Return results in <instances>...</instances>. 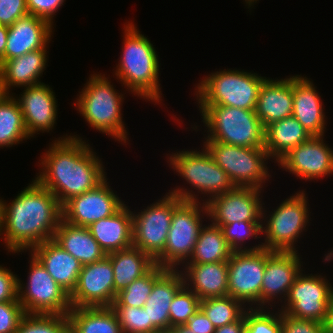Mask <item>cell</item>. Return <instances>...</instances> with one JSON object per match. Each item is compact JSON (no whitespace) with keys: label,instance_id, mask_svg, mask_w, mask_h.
I'll return each mask as SVG.
<instances>
[{"label":"cell","instance_id":"1","mask_svg":"<svg viewBox=\"0 0 333 333\" xmlns=\"http://www.w3.org/2000/svg\"><path fill=\"white\" fill-rule=\"evenodd\" d=\"M61 138V139H60ZM41 156L35 179L63 205L70 198L96 188L106 179L103 163L79 135L57 138Z\"/></svg>","mask_w":333,"mask_h":333},{"label":"cell","instance_id":"2","mask_svg":"<svg viewBox=\"0 0 333 333\" xmlns=\"http://www.w3.org/2000/svg\"><path fill=\"white\" fill-rule=\"evenodd\" d=\"M61 219L62 205L56 196L33 179L11 203L4 200L0 236L8 252L31 251L53 239Z\"/></svg>","mask_w":333,"mask_h":333},{"label":"cell","instance_id":"3","mask_svg":"<svg viewBox=\"0 0 333 333\" xmlns=\"http://www.w3.org/2000/svg\"><path fill=\"white\" fill-rule=\"evenodd\" d=\"M124 25L122 53L114 75L132 94L155 102L162 101L159 84V58L151 43L133 22Z\"/></svg>","mask_w":333,"mask_h":333},{"label":"cell","instance_id":"4","mask_svg":"<svg viewBox=\"0 0 333 333\" xmlns=\"http://www.w3.org/2000/svg\"><path fill=\"white\" fill-rule=\"evenodd\" d=\"M168 193L183 201L173 211L164 252L155 264L167 269H179L178 265H184L191 257L199 232L204 226L201 217L203 214L208 216V213L206 204L198 201L199 197L193 190L177 186Z\"/></svg>","mask_w":333,"mask_h":333},{"label":"cell","instance_id":"5","mask_svg":"<svg viewBox=\"0 0 333 333\" xmlns=\"http://www.w3.org/2000/svg\"><path fill=\"white\" fill-rule=\"evenodd\" d=\"M86 85L79 92L74 105L90 127L127 143L128 134L125 128L121 106L123 94L118 93L105 74H91Z\"/></svg>","mask_w":333,"mask_h":333},{"label":"cell","instance_id":"6","mask_svg":"<svg viewBox=\"0 0 333 333\" xmlns=\"http://www.w3.org/2000/svg\"><path fill=\"white\" fill-rule=\"evenodd\" d=\"M207 138L239 147L264 148V127L255 110L221 105H198Z\"/></svg>","mask_w":333,"mask_h":333},{"label":"cell","instance_id":"7","mask_svg":"<svg viewBox=\"0 0 333 333\" xmlns=\"http://www.w3.org/2000/svg\"><path fill=\"white\" fill-rule=\"evenodd\" d=\"M265 79L257 73L244 70L216 71L205 76L196 86L197 104L255 110L258 93Z\"/></svg>","mask_w":333,"mask_h":333},{"label":"cell","instance_id":"8","mask_svg":"<svg viewBox=\"0 0 333 333\" xmlns=\"http://www.w3.org/2000/svg\"><path fill=\"white\" fill-rule=\"evenodd\" d=\"M304 190L296 192L286 198L271 215L265 213V206L262 210L261 229L264 234V249L270 251L297 252L295 247L298 238L303 231L307 230L309 224V203ZM266 217V218H265ZM264 220V223H263ZM267 220V221H266ZM266 222V223H265ZM265 225V226H264Z\"/></svg>","mask_w":333,"mask_h":333},{"label":"cell","instance_id":"9","mask_svg":"<svg viewBox=\"0 0 333 333\" xmlns=\"http://www.w3.org/2000/svg\"><path fill=\"white\" fill-rule=\"evenodd\" d=\"M203 146L214 162L226 172L236 187L262 190L271 177L268 171L270 157L264 148L239 147L204 140Z\"/></svg>","mask_w":333,"mask_h":333},{"label":"cell","instance_id":"10","mask_svg":"<svg viewBox=\"0 0 333 333\" xmlns=\"http://www.w3.org/2000/svg\"><path fill=\"white\" fill-rule=\"evenodd\" d=\"M29 256L28 281L23 284L18 278V300L24 312L67 315L72 308L70 295L54 281L32 253Z\"/></svg>","mask_w":333,"mask_h":333},{"label":"cell","instance_id":"11","mask_svg":"<svg viewBox=\"0 0 333 333\" xmlns=\"http://www.w3.org/2000/svg\"><path fill=\"white\" fill-rule=\"evenodd\" d=\"M201 150L184 149L175 152L168 156L169 165H172L173 170L193 189L207 195L209 199L234 190L236 186L226 172L214 162L204 146Z\"/></svg>","mask_w":333,"mask_h":333},{"label":"cell","instance_id":"12","mask_svg":"<svg viewBox=\"0 0 333 333\" xmlns=\"http://www.w3.org/2000/svg\"><path fill=\"white\" fill-rule=\"evenodd\" d=\"M183 201L167 193L141 212H133V246L156 261L164 252L174 209Z\"/></svg>","mask_w":333,"mask_h":333},{"label":"cell","instance_id":"13","mask_svg":"<svg viewBox=\"0 0 333 333\" xmlns=\"http://www.w3.org/2000/svg\"><path fill=\"white\" fill-rule=\"evenodd\" d=\"M303 271L295 278L280 311L294 318L324 323L333 297V287L325 276L312 273L304 275Z\"/></svg>","mask_w":333,"mask_h":333},{"label":"cell","instance_id":"14","mask_svg":"<svg viewBox=\"0 0 333 333\" xmlns=\"http://www.w3.org/2000/svg\"><path fill=\"white\" fill-rule=\"evenodd\" d=\"M227 263L228 296L241 301L244 306L250 304L247 306L248 308H261V286L266 265V249L233 251Z\"/></svg>","mask_w":333,"mask_h":333},{"label":"cell","instance_id":"15","mask_svg":"<svg viewBox=\"0 0 333 333\" xmlns=\"http://www.w3.org/2000/svg\"><path fill=\"white\" fill-rule=\"evenodd\" d=\"M107 180L66 201L62 205V219L76 226L88 227L93 222L115 214L125 202L114 193Z\"/></svg>","mask_w":333,"mask_h":333},{"label":"cell","instance_id":"16","mask_svg":"<svg viewBox=\"0 0 333 333\" xmlns=\"http://www.w3.org/2000/svg\"><path fill=\"white\" fill-rule=\"evenodd\" d=\"M262 190L236 187L234 190L206 198L208 218L211 224H230L235 222H262ZM261 199V200H260Z\"/></svg>","mask_w":333,"mask_h":333},{"label":"cell","instance_id":"17","mask_svg":"<svg viewBox=\"0 0 333 333\" xmlns=\"http://www.w3.org/2000/svg\"><path fill=\"white\" fill-rule=\"evenodd\" d=\"M114 271L111 260L104 259L82 266L78 283L70 295L72 308L112 306Z\"/></svg>","mask_w":333,"mask_h":333},{"label":"cell","instance_id":"18","mask_svg":"<svg viewBox=\"0 0 333 333\" xmlns=\"http://www.w3.org/2000/svg\"><path fill=\"white\" fill-rule=\"evenodd\" d=\"M324 136H312L283 156L277 163L305 181L331 176L333 150L324 143Z\"/></svg>","mask_w":333,"mask_h":333},{"label":"cell","instance_id":"19","mask_svg":"<svg viewBox=\"0 0 333 333\" xmlns=\"http://www.w3.org/2000/svg\"><path fill=\"white\" fill-rule=\"evenodd\" d=\"M298 254V252L266 249V265L261 286V308L270 309L273 307L271 303L276 306V299H278L276 303L285 301L295 278L303 269L301 268L303 263ZM266 304L270 307H266Z\"/></svg>","mask_w":333,"mask_h":333},{"label":"cell","instance_id":"20","mask_svg":"<svg viewBox=\"0 0 333 333\" xmlns=\"http://www.w3.org/2000/svg\"><path fill=\"white\" fill-rule=\"evenodd\" d=\"M17 101L21 107L23 120L29 137L38 132H49L57 119V101L52 88L45 83L24 87Z\"/></svg>","mask_w":333,"mask_h":333},{"label":"cell","instance_id":"21","mask_svg":"<svg viewBox=\"0 0 333 333\" xmlns=\"http://www.w3.org/2000/svg\"><path fill=\"white\" fill-rule=\"evenodd\" d=\"M53 28L48 21L32 14L17 19L8 27L5 61L45 48Z\"/></svg>","mask_w":333,"mask_h":333},{"label":"cell","instance_id":"22","mask_svg":"<svg viewBox=\"0 0 333 333\" xmlns=\"http://www.w3.org/2000/svg\"><path fill=\"white\" fill-rule=\"evenodd\" d=\"M313 82L306 76H292L293 111L292 116L312 136H324L326 116L324 105Z\"/></svg>","mask_w":333,"mask_h":333},{"label":"cell","instance_id":"23","mask_svg":"<svg viewBox=\"0 0 333 333\" xmlns=\"http://www.w3.org/2000/svg\"><path fill=\"white\" fill-rule=\"evenodd\" d=\"M30 253L40 261L54 281L71 295L76 288L83 265L53 240L39 244Z\"/></svg>","mask_w":333,"mask_h":333},{"label":"cell","instance_id":"24","mask_svg":"<svg viewBox=\"0 0 333 333\" xmlns=\"http://www.w3.org/2000/svg\"><path fill=\"white\" fill-rule=\"evenodd\" d=\"M292 111V76L280 80L266 78L261 84L255 108L262 126L289 117Z\"/></svg>","mask_w":333,"mask_h":333},{"label":"cell","instance_id":"25","mask_svg":"<svg viewBox=\"0 0 333 333\" xmlns=\"http://www.w3.org/2000/svg\"><path fill=\"white\" fill-rule=\"evenodd\" d=\"M184 285L178 269H167L155 282L143 308L151 322V332L170 330V304L178 290Z\"/></svg>","mask_w":333,"mask_h":333},{"label":"cell","instance_id":"26","mask_svg":"<svg viewBox=\"0 0 333 333\" xmlns=\"http://www.w3.org/2000/svg\"><path fill=\"white\" fill-rule=\"evenodd\" d=\"M184 285L200 300L228 296V263L185 264ZM184 272V273H183Z\"/></svg>","mask_w":333,"mask_h":333},{"label":"cell","instance_id":"27","mask_svg":"<svg viewBox=\"0 0 333 333\" xmlns=\"http://www.w3.org/2000/svg\"><path fill=\"white\" fill-rule=\"evenodd\" d=\"M124 204L115 214L87 228L106 254L133 246L132 211Z\"/></svg>","mask_w":333,"mask_h":333},{"label":"cell","instance_id":"28","mask_svg":"<svg viewBox=\"0 0 333 333\" xmlns=\"http://www.w3.org/2000/svg\"><path fill=\"white\" fill-rule=\"evenodd\" d=\"M48 45L9 60L0 66V77L6 94L11 87H29L43 83L40 80L48 59Z\"/></svg>","mask_w":333,"mask_h":333},{"label":"cell","instance_id":"29","mask_svg":"<svg viewBox=\"0 0 333 333\" xmlns=\"http://www.w3.org/2000/svg\"><path fill=\"white\" fill-rule=\"evenodd\" d=\"M52 240L82 265L92 264L107 256L87 227L76 226L63 219Z\"/></svg>","mask_w":333,"mask_h":333},{"label":"cell","instance_id":"30","mask_svg":"<svg viewBox=\"0 0 333 333\" xmlns=\"http://www.w3.org/2000/svg\"><path fill=\"white\" fill-rule=\"evenodd\" d=\"M311 137L312 135L291 115L264 127V149L276 163L294 147Z\"/></svg>","mask_w":333,"mask_h":333},{"label":"cell","instance_id":"31","mask_svg":"<svg viewBox=\"0 0 333 333\" xmlns=\"http://www.w3.org/2000/svg\"><path fill=\"white\" fill-rule=\"evenodd\" d=\"M114 271V301L117 293L145 275L155 261L134 246L107 254Z\"/></svg>","mask_w":333,"mask_h":333},{"label":"cell","instance_id":"32","mask_svg":"<svg viewBox=\"0 0 333 333\" xmlns=\"http://www.w3.org/2000/svg\"><path fill=\"white\" fill-rule=\"evenodd\" d=\"M69 333H123L111 306L71 308Z\"/></svg>","mask_w":333,"mask_h":333},{"label":"cell","instance_id":"33","mask_svg":"<svg viewBox=\"0 0 333 333\" xmlns=\"http://www.w3.org/2000/svg\"><path fill=\"white\" fill-rule=\"evenodd\" d=\"M232 253L221 228L208 224L201 228L193 253L185 264L227 262Z\"/></svg>","mask_w":333,"mask_h":333},{"label":"cell","instance_id":"34","mask_svg":"<svg viewBox=\"0 0 333 333\" xmlns=\"http://www.w3.org/2000/svg\"><path fill=\"white\" fill-rule=\"evenodd\" d=\"M13 94L0 100V148L19 144L29 139L21 107Z\"/></svg>","mask_w":333,"mask_h":333},{"label":"cell","instance_id":"35","mask_svg":"<svg viewBox=\"0 0 333 333\" xmlns=\"http://www.w3.org/2000/svg\"><path fill=\"white\" fill-rule=\"evenodd\" d=\"M167 270L155 264L145 275L137 278L124 290L117 293L111 307H136L143 308L152 292L154 282Z\"/></svg>","mask_w":333,"mask_h":333},{"label":"cell","instance_id":"36","mask_svg":"<svg viewBox=\"0 0 333 333\" xmlns=\"http://www.w3.org/2000/svg\"><path fill=\"white\" fill-rule=\"evenodd\" d=\"M243 305L241 301L231 296H225L201 300L200 309L215 328H219L239 320L248 309Z\"/></svg>","mask_w":333,"mask_h":333},{"label":"cell","instance_id":"37","mask_svg":"<svg viewBox=\"0 0 333 333\" xmlns=\"http://www.w3.org/2000/svg\"><path fill=\"white\" fill-rule=\"evenodd\" d=\"M15 333H69L68 316L25 313Z\"/></svg>","mask_w":333,"mask_h":333},{"label":"cell","instance_id":"38","mask_svg":"<svg viewBox=\"0 0 333 333\" xmlns=\"http://www.w3.org/2000/svg\"><path fill=\"white\" fill-rule=\"evenodd\" d=\"M262 222H235L230 224H213L221 228L226 242L229 244L233 251H255L263 249V244L247 247L244 246L246 239L254 237V239L261 238L257 235L262 234ZM244 248V249H243Z\"/></svg>","mask_w":333,"mask_h":333},{"label":"cell","instance_id":"39","mask_svg":"<svg viewBox=\"0 0 333 333\" xmlns=\"http://www.w3.org/2000/svg\"><path fill=\"white\" fill-rule=\"evenodd\" d=\"M200 303V298L183 285L170 304V328L185 325L189 318L200 309Z\"/></svg>","mask_w":333,"mask_h":333},{"label":"cell","instance_id":"40","mask_svg":"<svg viewBox=\"0 0 333 333\" xmlns=\"http://www.w3.org/2000/svg\"><path fill=\"white\" fill-rule=\"evenodd\" d=\"M265 308H248L245 311L244 333H281V311L274 313Z\"/></svg>","mask_w":333,"mask_h":333},{"label":"cell","instance_id":"41","mask_svg":"<svg viewBox=\"0 0 333 333\" xmlns=\"http://www.w3.org/2000/svg\"><path fill=\"white\" fill-rule=\"evenodd\" d=\"M121 325L123 333H151V322H148L144 308L112 307Z\"/></svg>","mask_w":333,"mask_h":333},{"label":"cell","instance_id":"42","mask_svg":"<svg viewBox=\"0 0 333 333\" xmlns=\"http://www.w3.org/2000/svg\"><path fill=\"white\" fill-rule=\"evenodd\" d=\"M25 312L18 298L0 302V333H15Z\"/></svg>","mask_w":333,"mask_h":333},{"label":"cell","instance_id":"43","mask_svg":"<svg viewBox=\"0 0 333 333\" xmlns=\"http://www.w3.org/2000/svg\"><path fill=\"white\" fill-rule=\"evenodd\" d=\"M281 333H325L323 323L299 319L281 312Z\"/></svg>","mask_w":333,"mask_h":333},{"label":"cell","instance_id":"44","mask_svg":"<svg viewBox=\"0 0 333 333\" xmlns=\"http://www.w3.org/2000/svg\"><path fill=\"white\" fill-rule=\"evenodd\" d=\"M65 0H26L29 14L48 21L52 26L55 13L58 12Z\"/></svg>","mask_w":333,"mask_h":333},{"label":"cell","instance_id":"45","mask_svg":"<svg viewBox=\"0 0 333 333\" xmlns=\"http://www.w3.org/2000/svg\"><path fill=\"white\" fill-rule=\"evenodd\" d=\"M27 14L26 0H0V25L9 27Z\"/></svg>","mask_w":333,"mask_h":333},{"label":"cell","instance_id":"46","mask_svg":"<svg viewBox=\"0 0 333 333\" xmlns=\"http://www.w3.org/2000/svg\"><path fill=\"white\" fill-rule=\"evenodd\" d=\"M17 298L18 276L0 265V302L14 301Z\"/></svg>","mask_w":333,"mask_h":333},{"label":"cell","instance_id":"47","mask_svg":"<svg viewBox=\"0 0 333 333\" xmlns=\"http://www.w3.org/2000/svg\"><path fill=\"white\" fill-rule=\"evenodd\" d=\"M185 325L194 333H214L216 329L201 309L191 316Z\"/></svg>","mask_w":333,"mask_h":333},{"label":"cell","instance_id":"48","mask_svg":"<svg viewBox=\"0 0 333 333\" xmlns=\"http://www.w3.org/2000/svg\"><path fill=\"white\" fill-rule=\"evenodd\" d=\"M245 329V312L244 315L237 321L216 328L214 333H244Z\"/></svg>","mask_w":333,"mask_h":333},{"label":"cell","instance_id":"49","mask_svg":"<svg viewBox=\"0 0 333 333\" xmlns=\"http://www.w3.org/2000/svg\"><path fill=\"white\" fill-rule=\"evenodd\" d=\"M8 26L0 25V66L5 62V47L7 44Z\"/></svg>","mask_w":333,"mask_h":333},{"label":"cell","instance_id":"50","mask_svg":"<svg viewBox=\"0 0 333 333\" xmlns=\"http://www.w3.org/2000/svg\"><path fill=\"white\" fill-rule=\"evenodd\" d=\"M323 325L325 333H333V297L328 306L327 316Z\"/></svg>","mask_w":333,"mask_h":333},{"label":"cell","instance_id":"51","mask_svg":"<svg viewBox=\"0 0 333 333\" xmlns=\"http://www.w3.org/2000/svg\"><path fill=\"white\" fill-rule=\"evenodd\" d=\"M171 333H194L186 325L173 326L170 328Z\"/></svg>","mask_w":333,"mask_h":333},{"label":"cell","instance_id":"52","mask_svg":"<svg viewBox=\"0 0 333 333\" xmlns=\"http://www.w3.org/2000/svg\"><path fill=\"white\" fill-rule=\"evenodd\" d=\"M3 206H4V200L1 198L0 199V230L2 227Z\"/></svg>","mask_w":333,"mask_h":333},{"label":"cell","instance_id":"53","mask_svg":"<svg viewBox=\"0 0 333 333\" xmlns=\"http://www.w3.org/2000/svg\"><path fill=\"white\" fill-rule=\"evenodd\" d=\"M5 96H6V92H5L4 88H3V84H2V81H1V77H0V100L2 98H4Z\"/></svg>","mask_w":333,"mask_h":333},{"label":"cell","instance_id":"54","mask_svg":"<svg viewBox=\"0 0 333 333\" xmlns=\"http://www.w3.org/2000/svg\"><path fill=\"white\" fill-rule=\"evenodd\" d=\"M258 0H245V3L248 4V8L254 6V2L256 3ZM253 4V5H252Z\"/></svg>","mask_w":333,"mask_h":333},{"label":"cell","instance_id":"55","mask_svg":"<svg viewBox=\"0 0 333 333\" xmlns=\"http://www.w3.org/2000/svg\"><path fill=\"white\" fill-rule=\"evenodd\" d=\"M151 333H171V331L170 330H157V331H154Z\"/></svg>","mask_w":333,"mask_h":333}]
</instances>
